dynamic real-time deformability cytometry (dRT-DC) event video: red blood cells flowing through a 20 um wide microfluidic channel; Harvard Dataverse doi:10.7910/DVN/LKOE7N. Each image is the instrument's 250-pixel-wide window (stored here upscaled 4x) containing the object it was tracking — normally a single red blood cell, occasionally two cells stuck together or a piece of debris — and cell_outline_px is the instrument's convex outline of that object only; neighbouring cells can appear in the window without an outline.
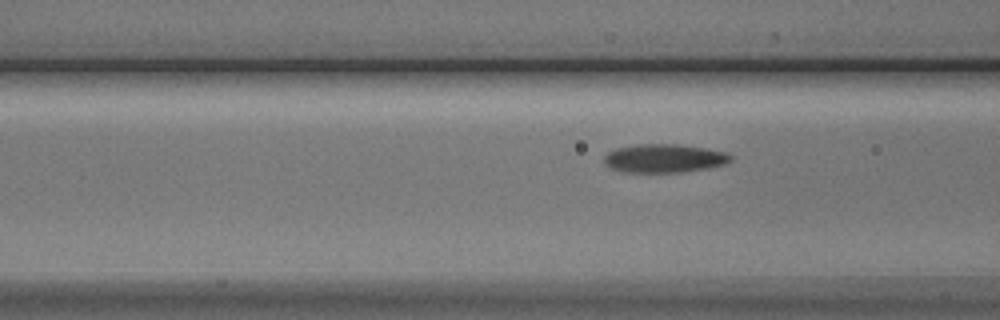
{"species": "Egyptian fruit bat (a non-hibernating species)", "species_latin": "Rousettus aegyptiacus", "temperature_condition": "cold", "stored_images_in_passage": 6, "camera_frame_rate_fps": 3000, "um_per_image_px": 0.085, "animal": {"sex": "male"}, "frame": {"image": 1, "passage_image": 4, "time_ms": 4.333, "image_size_px": [1000, 320], "cell_outline_px": [[732, 160], [728, 164], [708, 168], [680, 172], [624, 172], [612, 168], [604, 164], [604, 156], [608, 152], [616, 148], [636, 144], [680, 144], [728, 152], [732, 156]], "centroid_in_image_um": [56.49, 13.45], "position_along_channel_um": 110.1, "area_um2": 21.21}}
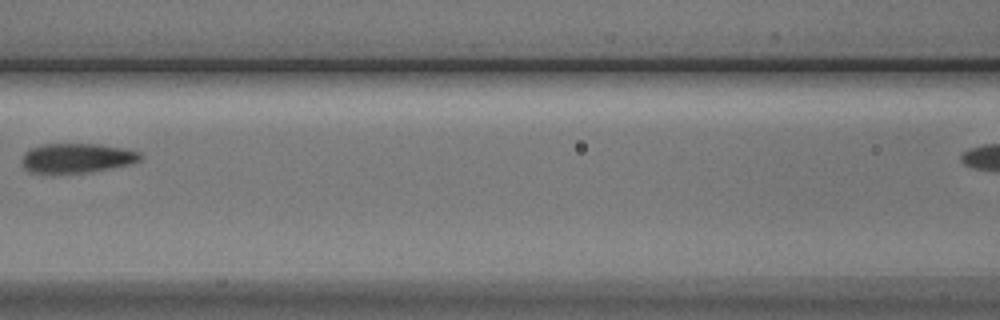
{"frame": {"image": 2, "passage_image": 5, "time_ms": 5.667, "image_size_px": [1000, 320], "cell_outline_px": [[140, 160], [128, 164], [112, 168], [84, 172], [28, 172], [24, 168], [20, 160], [24, 152], [32, 148], [44, 144], [100, 144], [128, 148], [140, 152]], "centroid_in_image_um": [6.52, 13.41], "position_along_channel_um": 160.1, "area_um2": 20.23}}
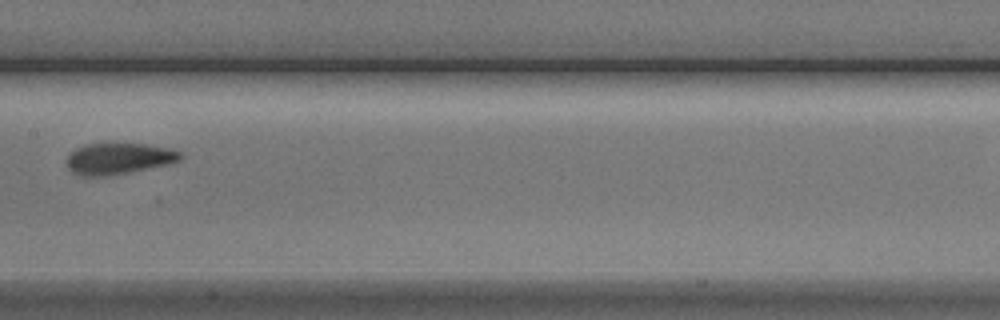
{"frame": {"image": 3, "passage_image": 6, "time_ms": 6.667, "image_size_px": [1000, 320], "cell_outline_px": [[184, 156], [180, 160], [168, 164], [108, 176], [80, 176], [72, 172], [68, 168], [64, 160], [76, 148], [84, 144], [144, 144], [172, 148], [184, 152]], "centroid_in_image_um": [10.09, 13.48], "position_along_channel_um": 197.3, "area_um2": 20.87}}